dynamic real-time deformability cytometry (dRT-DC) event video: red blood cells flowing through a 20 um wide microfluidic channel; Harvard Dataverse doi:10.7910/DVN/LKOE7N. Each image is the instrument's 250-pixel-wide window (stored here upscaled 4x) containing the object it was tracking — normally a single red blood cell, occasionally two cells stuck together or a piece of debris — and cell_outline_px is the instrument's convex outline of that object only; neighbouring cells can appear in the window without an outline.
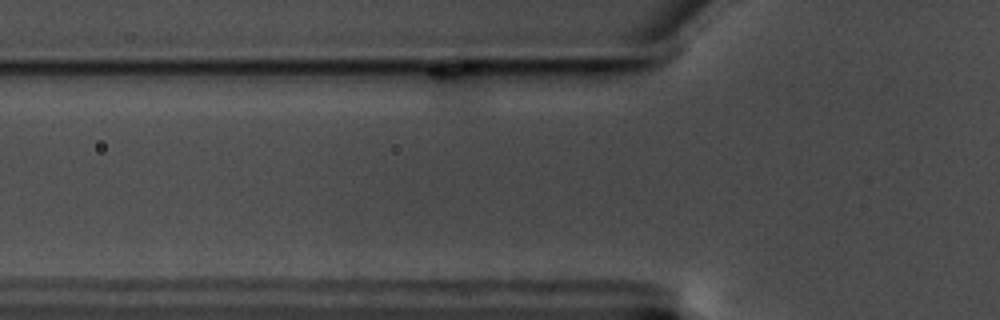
{"species": "common noctule bat (a hibernating species)", "species_latin": "Nyctalus noctula", "temperature_condition": "warm", "stored_images_in_passage": 58, "camera_frame_rate_fps": 3000, "um_per_image_px": 0.085, "animal": {"sex": "male", "body_mass_g": 17.5, "forearm_length_mm": 52.3}, "frame": {"image": 1, "passage_image": 9, "time_ms": 2.667, "image_size_px": [1000, 320], "cell_outline_px": [[484, 104], [476, 112], [448, 112], [432, 108], [428, 104], [428, 68], [464, 60], [468, 60], [476, 64], [484, 72]], "centroid_in_image_um": [38.79, 7.41], "position_along_channel_um": 87.0, "area_um2": 18.79}}
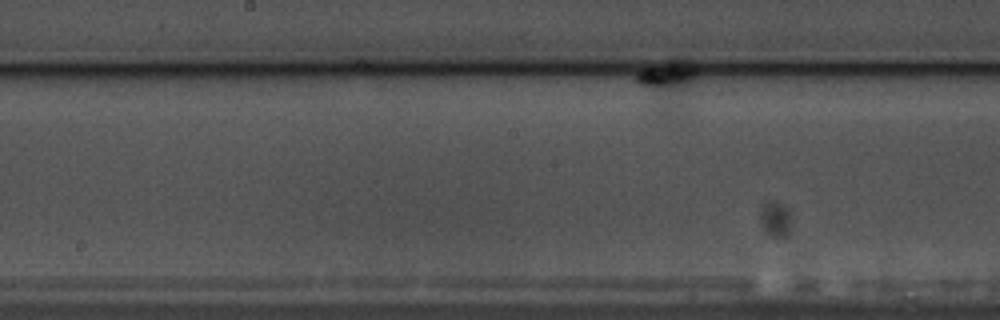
{"frame": {"image": 2, "passage_image": 41, "time_ms": 13.333, "image_size_px": [1000, 320], "cell_outline_px": [[696, 76], [688, 112], [684, 116], [672, 120], [656, 116], [652, 112], [632, 80], [632, 76], [636, 72], [644, 68], [668, 60], [684, 56], [696, 68]], "centroid_in_image_um": [56.73, 7.4], "position_along_channel_um": 191.5, "area_um2": 20.4}}
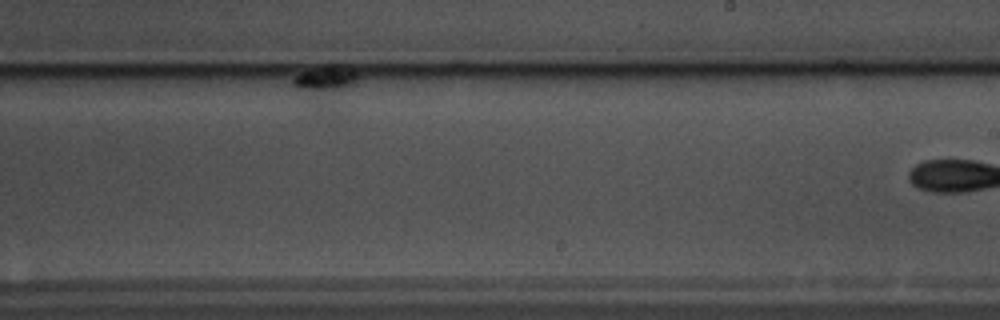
{"frame": {"image": 3, "passage_image": 57, "time_ms": 18.667, "image_size_px": [1000, 320], "cell_outline_px": [[356, 80], [336, 116], [332, 116], [316, 112], [308, 104], [292, 84], [292, 80], [296, 76], [304, 72], [332, 64], [352, 68], [356, 72]], "centroid_in_image_um": [27.69, 7.44], "position_along_channel_um": 261.3, "area_um2": 15.95}}